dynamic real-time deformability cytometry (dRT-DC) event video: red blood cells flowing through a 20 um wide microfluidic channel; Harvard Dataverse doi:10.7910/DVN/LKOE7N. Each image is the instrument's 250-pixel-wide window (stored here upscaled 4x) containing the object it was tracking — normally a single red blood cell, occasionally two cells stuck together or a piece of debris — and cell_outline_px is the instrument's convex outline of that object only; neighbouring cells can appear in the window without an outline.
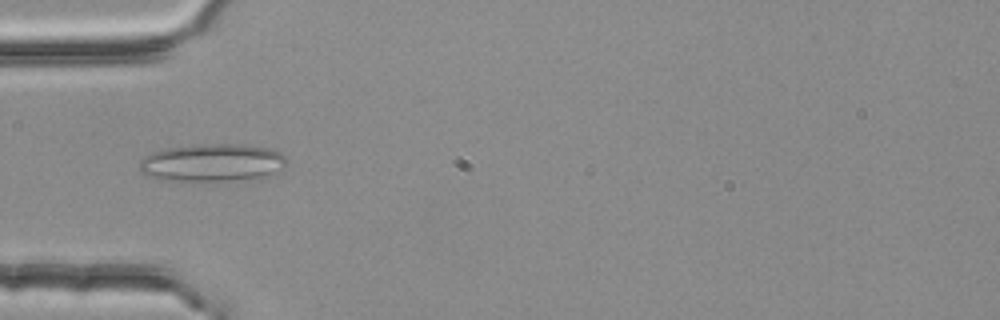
{"species": "common noctule bat (a hibernating species)", "species_latin": "Nyctalus noctula", "temperature_condition": "room temperature", "stored_images_in_passage": 39, "camera_frame_rate_fps": 3000, "um_per_image_px": 0.085, "animal": {"sex": "female", "body_mass_g": 25.1}, "frame": {"image": 1, "passage_image": 2, "time_ms": 0.333, "image_size_px": [1000, 320], "cell_outline_px": [[284, 168], [264, 180], [156, 180], [140, 172], [140, 160], [144, 156], [152, 152], [168, 148], [200, 144], [240, 144], [268, 148], [280, 152], [284, 156]], "centroid_in_image_um": [18.07, 13.85], "position_along_channel_um": 66.9, "area_um2": 32.77}}
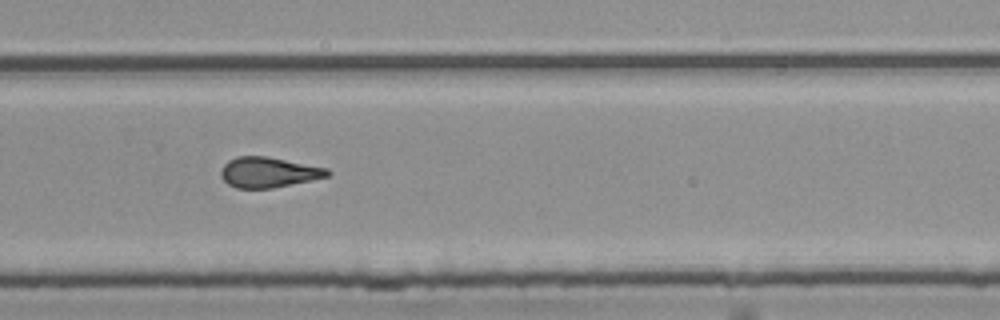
{"frame": {"image": 2, "passage_image": 21, "time_ms": 6.667, "image_size_px": [1000, 320], "cell_outline_px": [[332, 172], [328, 176], [272, 188], [236, 188], [228, 184], [220, 176], [220, 172], [224, 164], [228, 160], [236, 156], [268, 156], [328, 168]], "centroid_in_image_um": [22.8, 14.63], "position_along_channel_um": 307.0, "area_um2": 18.84}}
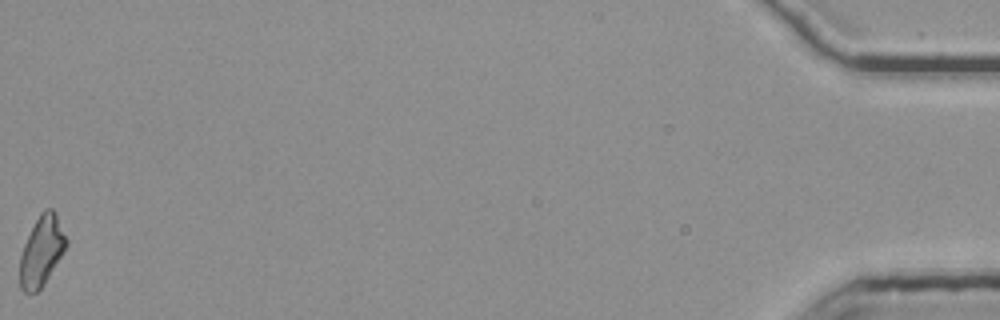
{"frame": {"image": 3, "passage_image": 39, "time_ms": 12.667, "image_size_px": [1000, 320], "cell_outline_px": [[68, 244], [44, 284], [36, 292], [24, 292], [20, 288], [20, 256], [24, 244], [40, 212], [44, 208], [52, 208], [56, 212], [68, 240]], "centroid_in_image_um": [3.55, 21.3], "position_along_channel_um": 431.6, "area_um2": 18.79}, "authors_computed_cell_mechanics": {"area_um2": 18.785, "velocity_mm_per_s": 3.7895, "shape_relaxation_time_tau1_ms": null, "shape_relaxation_time_tau2_ms": 3.1983, "deformation_change_tau1": null, "deformation_change_tau2": 0.1144}}